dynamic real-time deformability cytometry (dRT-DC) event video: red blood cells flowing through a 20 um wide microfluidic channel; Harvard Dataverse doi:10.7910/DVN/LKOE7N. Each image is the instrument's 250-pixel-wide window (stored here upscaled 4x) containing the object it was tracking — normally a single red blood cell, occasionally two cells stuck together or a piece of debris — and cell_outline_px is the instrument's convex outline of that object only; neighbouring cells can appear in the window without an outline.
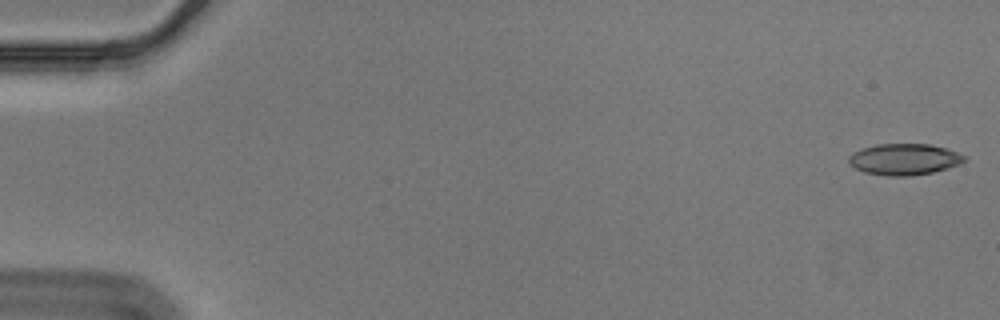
{"species": "Egyptian fruit bat (a non-hibernating species)", "species_latin": "Rousettus aegyptiacus", "temperature_condition": "cold", "stored_images_in_passage": 56, "camera_frame_rate_fps": 3000, "um_per_image_px": 0.085, "animal": {"sex": "male"}, "frame": {"image": 1, "passage_image": 1, "time_ms": 0.0, "image_size_px": [1000, 320], "cell_outline_px": [[968, 160], [960, 164], [948, 168], [932, 172], [908, 176], [888, 176], [864, 172], [848, 164], [848, 156], [852, 152], [876, 144], [932, 144], [948, 148], [968, 156]], "centroid_in_image_um": [76.9, 13.53], "position_along_channel_um": 8.1, "area_um2": 21.39}}
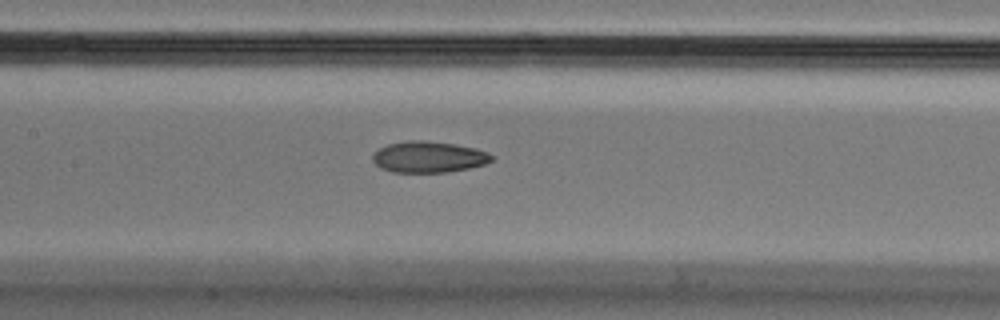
{"frame": {"image": 2, "passage_image": 27, "time_ms": 8.667, "image_size_px": [1000, 320], "cell_outline_px": [[496, 156], [492, 160], [484, 164], [468, 168], [448, 172], [392, 172], [380, 168], [372, 160], [372, 152], [388, 144], [408, 140], [424, 140], [456, 144], [476, 148], [488, 152]], "centroid_in_image_um": [36.43, 13.33], "position_along_channel_um": 171.0, "area_um2": 21.85}}
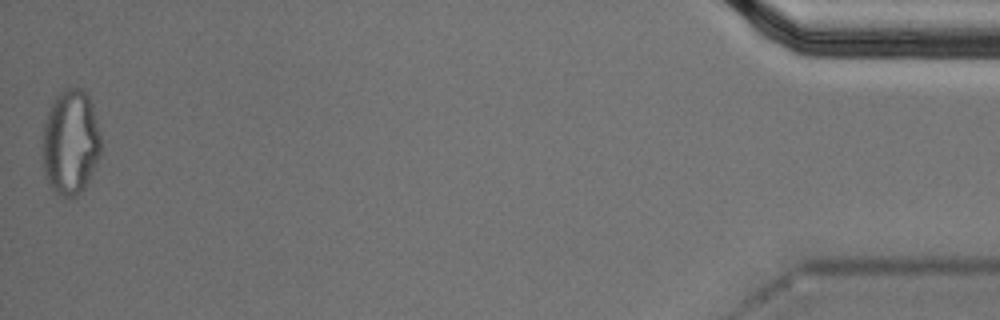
{"frame": {"image": 3, "passage_image": 56, "time_ms": 18.333, "image_size_px": [1000, 320], "cell_outline_px": [[100, 156], [92, 176], [84, 188], [80, 192], [68, 200], [56, 192], [48, 184], [44, 176], [44, 124], [48, 112], [56, 96], [60, 92], [68, 88], [80, 88], [88, 96], [92, 104], [100, 132]], "centroid_in_image_um": [6.02, 12.14], "position_along_channel_um": 429.2, "area_um2": 35.66}, "authors_computed_cell_mechanics": {"area_um2": 21.964, "velocity_mm_per_s": 3.574, "shape_relaxation_time_tau1_ms": 11.2408, "shape_relaxation_time_tau2_ms": 5.4477, "deformation_change_tau1": 0.216, "deformation_change_tau2": 0.1273}}